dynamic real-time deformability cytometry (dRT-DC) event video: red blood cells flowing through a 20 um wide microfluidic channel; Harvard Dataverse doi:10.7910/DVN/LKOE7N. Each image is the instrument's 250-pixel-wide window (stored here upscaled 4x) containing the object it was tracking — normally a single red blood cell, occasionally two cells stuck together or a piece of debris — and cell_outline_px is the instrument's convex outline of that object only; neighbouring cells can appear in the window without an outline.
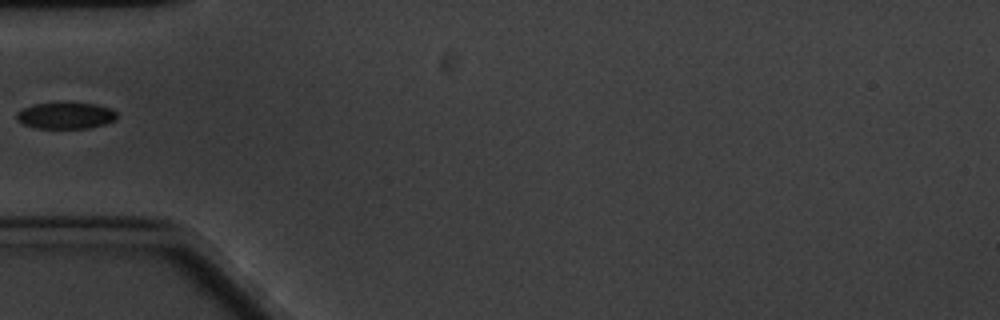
{"species": "common noctule bat (a hibernating species)", "species_latin": "Nyctalus noctula", "temperature_condition": "cold", "stored_images_in_passage": 41, "camera_frame_rate_fps": 3000, "um_per_image_px": 0.085, "animal": {"sex": "male", "body_mass_g": 20.1, "forearm_length_mm": 53.5}, "frame": {"image": 1, "passage_image": 1, "time_ms": 0.0, "image_size_px": [1000, 320], "cell_outline_px": [[116, 120], [104, 124], [88, 128], [36, 128], [24, 124], [16, 120], [16, 112], [32, 104], [96, 104], [112, 108], [116, 112]], "centroid_in_image_um": [5.58, 9.84], "position_along_channel_um": 79.4, "area_um2": 15.2}}